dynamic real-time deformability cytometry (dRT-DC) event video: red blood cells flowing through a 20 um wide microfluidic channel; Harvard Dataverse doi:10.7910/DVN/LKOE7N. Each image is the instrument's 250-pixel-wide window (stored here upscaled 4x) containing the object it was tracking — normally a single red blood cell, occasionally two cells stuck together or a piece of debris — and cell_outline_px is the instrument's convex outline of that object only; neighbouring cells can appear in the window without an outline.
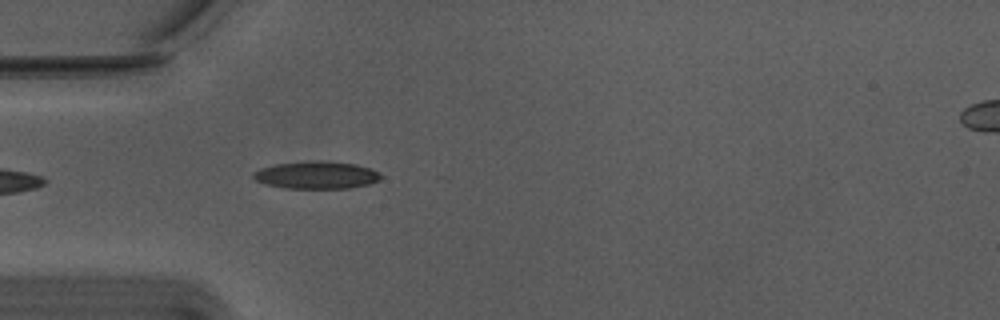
{"species": "Egyptian fruit bat (a non-hibernating species)", "species_latin": "Rousettus aegyptiacus", "temperature_condition": "warm", "stored_images_in_passage": 11, "camera_frame_rate_fps": 3000, "um_per_image_px": 0.085, "animal": {"sex": "male"}, "frame": {"image": 1, "passage_image": 4, "time_ms": 1.0, "image_size_px": [1000, 320], "cell_outline_px": [[384, 176], [380, 180], [368, 184], [348, 188], [284, 188], [264, 184], [256, 180], [252, 176], [252, 172], [260, 168], [276, 164], [304, 160], [320, 160], [356, 164], [368, 168]], "centroid_in_image_um": [26.86, 14.87], "position_along_channel_um": 58.1, "area_um2": 20.58}}
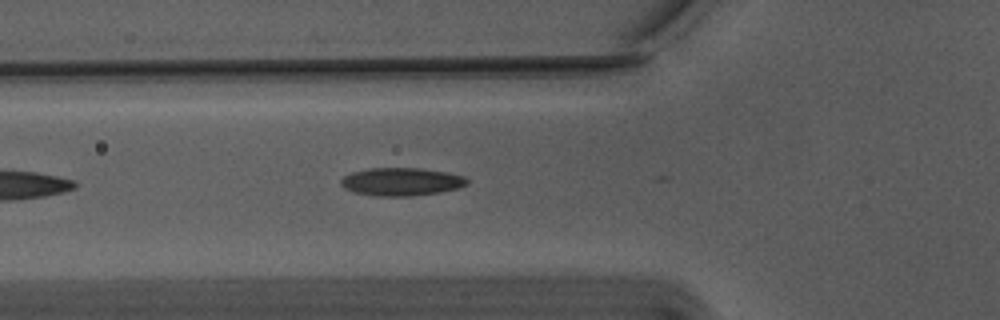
{"frame": {"image": 2, "passage_image": 7, "time_ms": 2.0, "image_size_px": [1000, 320], "cell_outline_px": [[468, 184], [456, 188], [440, 192], [412, 196], [376, 196], [356, 192], [344, 188], [340, 184], [340, 180], [344, 176], [352, 172], [368, 168], [420, 168], [444, 172], [464, 176], [468, 180]], "centroid_in_image_um": [34.09, 15.44], "position_along_channel_um": 91.7, "area_um2": 20.46}}